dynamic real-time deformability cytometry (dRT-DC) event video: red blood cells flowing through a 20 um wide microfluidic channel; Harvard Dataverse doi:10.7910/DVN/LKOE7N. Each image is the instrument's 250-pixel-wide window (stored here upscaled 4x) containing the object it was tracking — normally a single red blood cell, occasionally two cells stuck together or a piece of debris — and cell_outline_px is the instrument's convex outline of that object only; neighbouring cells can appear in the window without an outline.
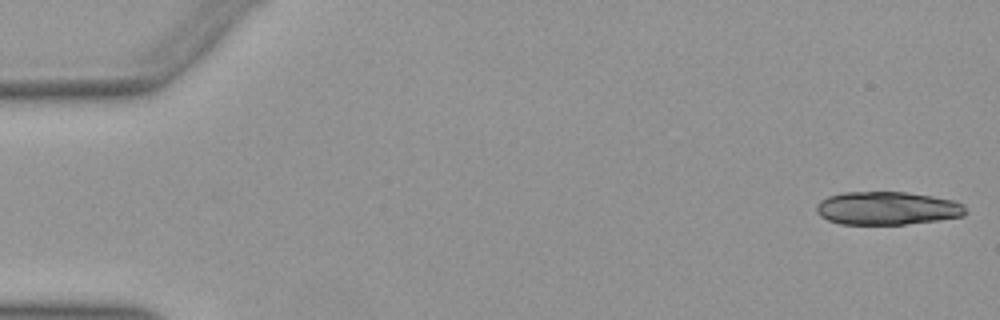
{"species": "Egyptian fruit bat (a non-hibernating species)", "species_latin": "Rousettus aegyptiacus", "temperature_condition": "warm", "stored_images_in_passage": 11, "camera_frame_rate_fps": 3000, "um_per_image_px": 0.085, "animal": {"sex": "female"}, "frame": {"image": 1, "passage_image": 1, "time_ms": 0.0, "image_size_px": [1000, 320], "cell_outline_px": [[968, 212], [964, 216], [940, 220], [904, 224], [840, 224], [828, 220], [820, 216], [816, 212], [816, 204], [820, 200], [828, 196], [844, 192], [904, 192], [932, 196], [952, 200], [964, 204]], "centroid_in_image_um": [75.41, 17.7], "position_along_channel_um": 9.6, "area_um2": 29.02}}